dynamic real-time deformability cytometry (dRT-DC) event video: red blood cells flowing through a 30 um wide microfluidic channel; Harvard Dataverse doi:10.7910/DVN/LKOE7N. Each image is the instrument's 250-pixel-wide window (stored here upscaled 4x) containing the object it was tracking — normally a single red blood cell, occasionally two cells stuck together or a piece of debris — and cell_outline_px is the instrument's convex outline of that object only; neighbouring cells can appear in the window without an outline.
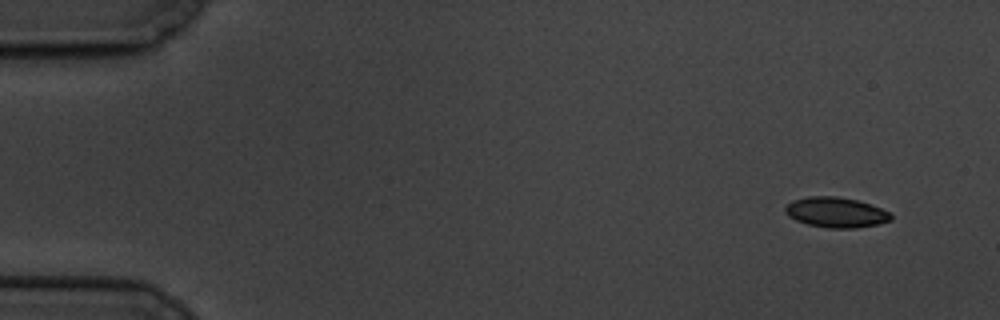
{"species": "common noctule bat (a hibernating species)", "species_latin": "Nyctalus noctula", "temperature_condition": "cold", "stored_images_in_passage": 5, "camera_frame_rate_fps": 3000, "um_per_image_px": 0.085, "animal": {"sex": "male", "body_mass_g": 19.5, "forearm_length_mm": 54.6}, "frame": {"image": 1, "passage_image": 1, "time_ms": 0.0, "image_size_px": [1000, 320], "cell_outline_px": [[892, 220], [876, 224], [856, 228], [828, 228], [808, 224], [796, 220], [788, 216], [784, 212], [784, 208], [792, 200], [808, 196], [836, 196], [856, 200], [892, 212]], "centroid_in_image_um": [71.04, 18.05], "position_along_channel_um": 14.0, "area_um2": 18.61}}